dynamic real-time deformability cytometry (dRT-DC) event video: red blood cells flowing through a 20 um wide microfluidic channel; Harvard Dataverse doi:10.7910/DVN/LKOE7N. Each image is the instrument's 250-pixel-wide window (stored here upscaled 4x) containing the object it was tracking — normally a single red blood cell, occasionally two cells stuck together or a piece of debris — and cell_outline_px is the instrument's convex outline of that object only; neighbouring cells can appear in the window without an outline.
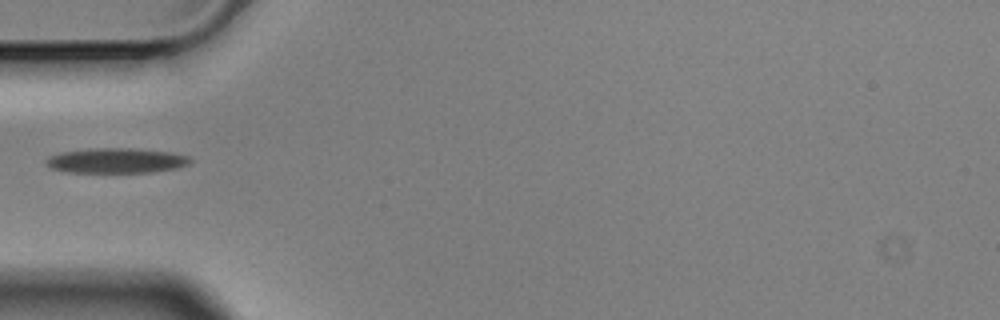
{"species": "Egyptian fruit bat (a non-hibernating species)", "species_latin": "Rousettus aegyptiacus", "temperature_condition": "cold", "stored_images_in_passage": 39, "camera_frame_rate_fps": 3000, "um_per_image_px": 0.085, "animal": {"sex": "male"}, "frame": {"image": 1, "passage_image": 1, "time_ms": 0.0, "image_size_px": [1000, 320], "cell_outline_px": [[192, 160], [188, 164], [176, 168], [152, 172], [64, 172], [52, 168], [44, 164], [44, 160], [48, 156], [60, 152], [92, 148], [132, 148], [172, 152], [188, 156]], "centroid_in_image_um": [9.84, 13.64], "position_along_channel_um": 75.2, "area_um2": 21.15}}
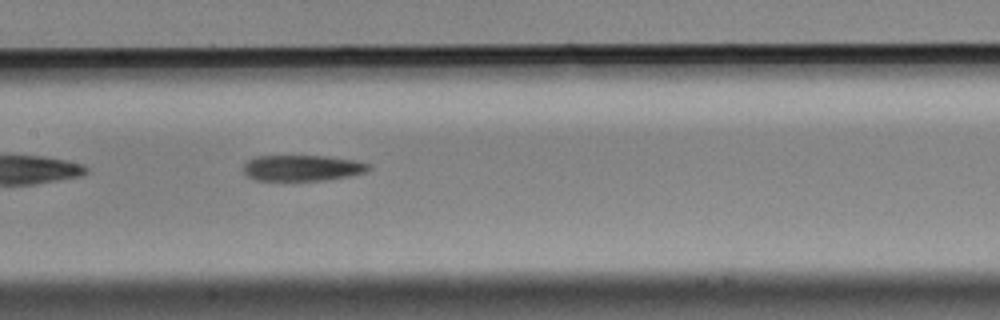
{"frame": {"image": 2, "passage_image": 10, "time_ms": 3.0, "image_size_px": [1000, 320], "cell_outline_px": [[372, 168], [364, 172], [348, 176], [324, 180], [256, 180], [248, 176], [244, 172], [244, 164], [248, 160], [256, 156], [328, 156], [356, 160], [372, 164]], "centroid_in_image_um": [25.73, 14.26], "position_along_channel_um": 181.7, "area_um2": 18.9}}
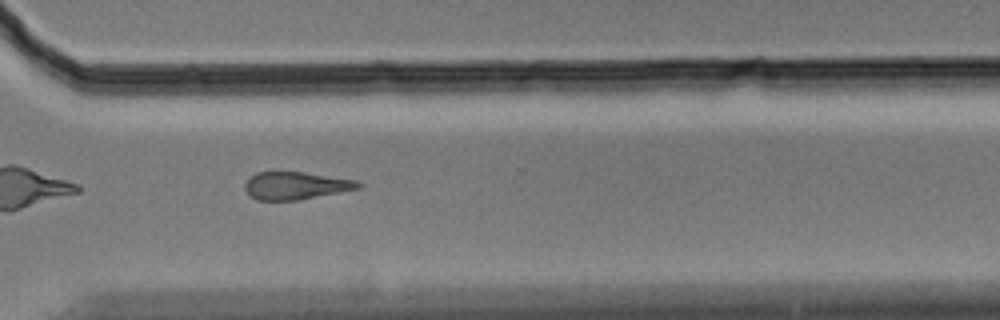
{"frame": {"image": 3, "passage_image": 24, "time_ms": 7.667, "image_size_px": [1000, 320], "cell_outline_px": [[364, 184], [360, 188], [300, 200], [256, 200], [244, 188], [244, 184], [256, 172], [304, 172], [356, 180]], "centroid_in_image_um": [25.17, 15.78], "position_along_channel_um": 345.4, "area_um2": 18.15}}